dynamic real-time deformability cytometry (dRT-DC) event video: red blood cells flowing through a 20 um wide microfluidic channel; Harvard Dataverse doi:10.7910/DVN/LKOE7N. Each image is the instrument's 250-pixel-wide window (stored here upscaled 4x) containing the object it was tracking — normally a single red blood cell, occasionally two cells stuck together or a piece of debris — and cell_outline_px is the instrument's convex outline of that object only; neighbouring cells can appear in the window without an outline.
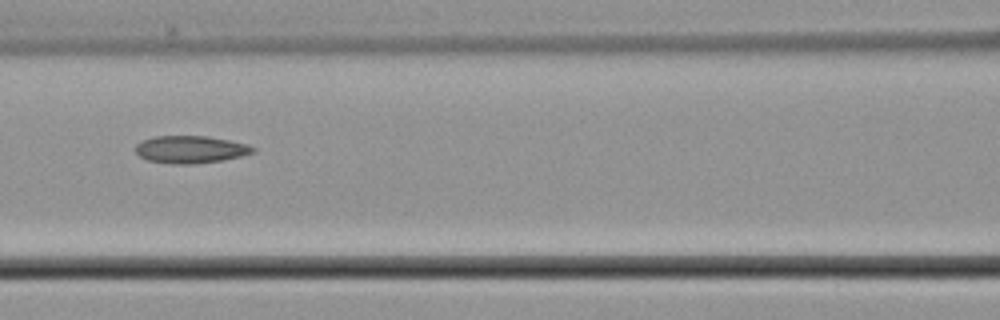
{"species": "common noctule bat (a hibernating species)", "species_latin": "Nyctalus noctula", "temperature_condition": "cold", "stored_images_in_passage": 5, "camera_frame_rate_fps": 3000, "um_per_image_px": 0.085, "animal": {"sex": "male", "body_mass_g": 21.5, "forearm_length_mm": 52.0}, "frame": {"image": 1, "passage_image": 3, "time_ms": 3.333, "image_size_px": [1000, 320], "cell_outline_px": [[256, 152], [240, 156], [220, 160], [192, 164], [172, 164], [148, 160], [140, 156], [136, 152], [136, 144], [144, 140], [156, 136], [208, 136], [248, 144], [256, 148]], "centroid_in_image_um": [16.21, 12.7], "position_along_channel_um": 150.4, "area_um2": 18.61}}
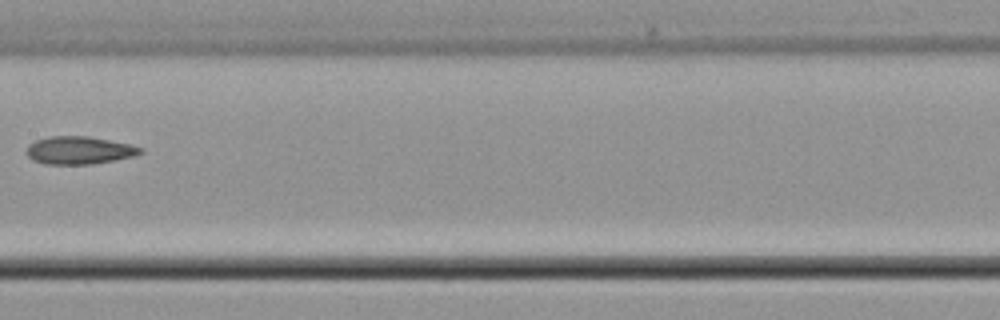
{"frame": {"image": 2, "passage_image": 4, "time_ms": 4.667, "image_size_px": [1000, 320], "cell_outline_px": [[144, 152], [136, 156], [116, 160], [92, 164], [44, 164], [32, 160], [28, 156], [28, 144], [36, 140], [52, 136], [88, 136], [132, 144], [144, 148]], "centroid_in_image_um": [6.8, 12.78], "position_along_channel_um": 200.6, "area_um2": 18.61}}
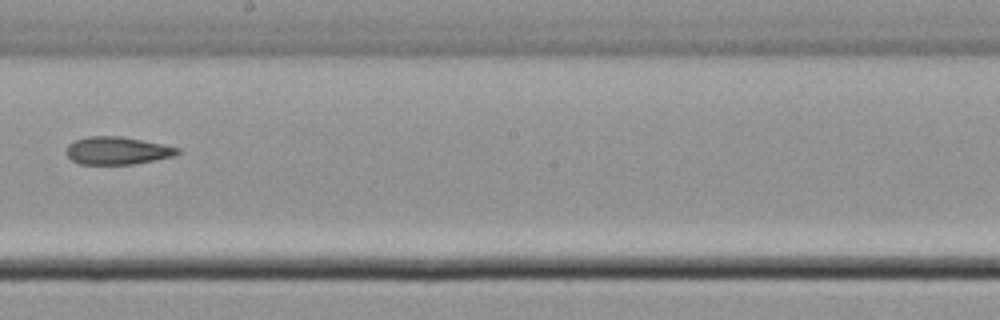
{"frame": {"image": 3, "passage_image": 5, "time_ms": 5.667, "image_size_px": [1000, 320], "cell_outline_px": [[180, 152], [176, 156], [132, 164], [80, 164], [72, 160], [64, 152], [68, 144], [76, 140], [88, 136], [120, 136], [164, 144], [180, 148]], "centroid_in_image_um": [9.97, 12.8], "position_along_channel_um": 238.2, "area_um2": 18.03}}